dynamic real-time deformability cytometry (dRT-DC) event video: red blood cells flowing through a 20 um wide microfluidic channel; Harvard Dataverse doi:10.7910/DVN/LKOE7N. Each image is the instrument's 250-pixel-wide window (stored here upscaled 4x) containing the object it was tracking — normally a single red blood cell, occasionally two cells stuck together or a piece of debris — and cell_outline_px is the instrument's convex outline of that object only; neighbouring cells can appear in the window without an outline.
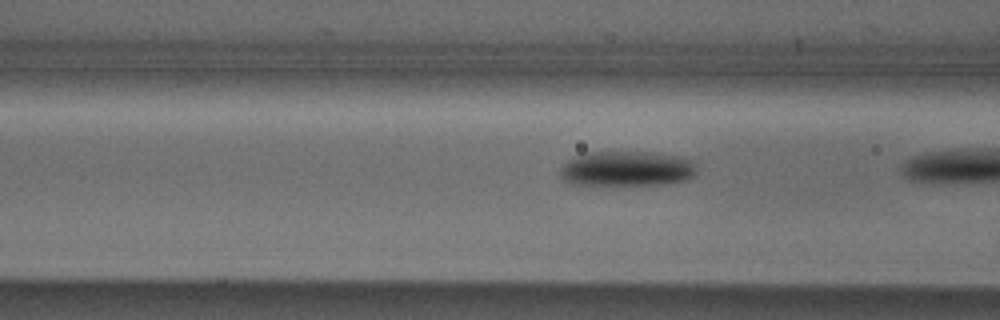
{"species": "Egyptian fruit bat (a non-hibernating species)", "species_latin": "Rousettus aegyptiacus", "temperature_condition": "cold", "stored_images_in_passage": 4, "camera_frame_rate_fps": 3000, "um_per_image_px": 0.085, "animal": {"sex": "male"}, "frame": {"image": 1, "passage_image": 3, "time_ms": 0.667, "image_size_px": [1000, 320], "cell_outline_px": [[696, 172], [688, 180], [664, 184], [568, 184], [560, 176], [560, 168], [572, 156], [584, 152], [648, 152], [676, 156], [692, 160], [696, 168]], "centroid_in_image_um": [53.24, 14.33], "position_along_channel_um": 113.4, "area_um2": 27.92}}